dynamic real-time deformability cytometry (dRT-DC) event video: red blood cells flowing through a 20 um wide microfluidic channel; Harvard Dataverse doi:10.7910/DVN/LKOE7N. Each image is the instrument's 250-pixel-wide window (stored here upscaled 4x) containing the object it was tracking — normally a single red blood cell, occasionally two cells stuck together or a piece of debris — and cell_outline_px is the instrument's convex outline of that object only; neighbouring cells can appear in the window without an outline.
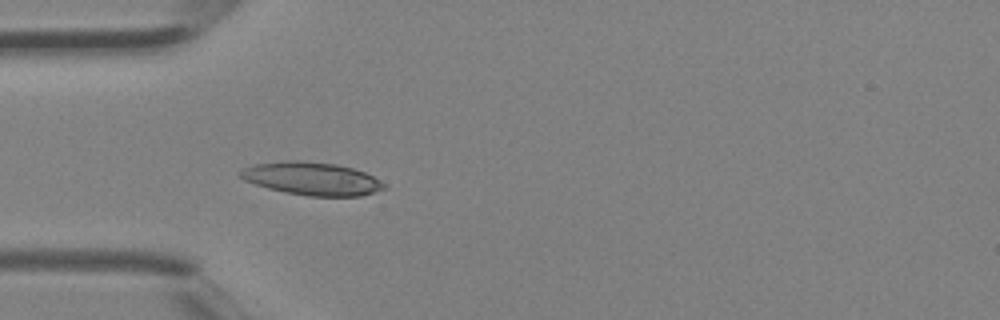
{"species": "Egyptian fruit bat (a non-hibernating species)", "species_latin": "Rousettus aegyptiacus", "temperature_condition": "room temperature", "stored_images_in_passage": 4, "camera_frame_rate_fps": 3000, "um_per_image_px": 0.085, "animal": {"sex": "female"}, "frame": {"image": 1, "passage_image": 4, "time_ms": 1.0, "image_size_px": [1000, 320], "cell_outline_px": [[388, 188], [360, 196], [308, 196], [268, 188], [244, 180], [240, 176], [240, 172], [244, 168], [256, 164], [288, 160], [304, 160], [336, 164], [352, 168], [364, 172], [372, 176], [384, 184]], "centroid_in_image_um": [26.53, 15.18], "position_along_channel_um": 58.5, "area_um2": 27.34}}